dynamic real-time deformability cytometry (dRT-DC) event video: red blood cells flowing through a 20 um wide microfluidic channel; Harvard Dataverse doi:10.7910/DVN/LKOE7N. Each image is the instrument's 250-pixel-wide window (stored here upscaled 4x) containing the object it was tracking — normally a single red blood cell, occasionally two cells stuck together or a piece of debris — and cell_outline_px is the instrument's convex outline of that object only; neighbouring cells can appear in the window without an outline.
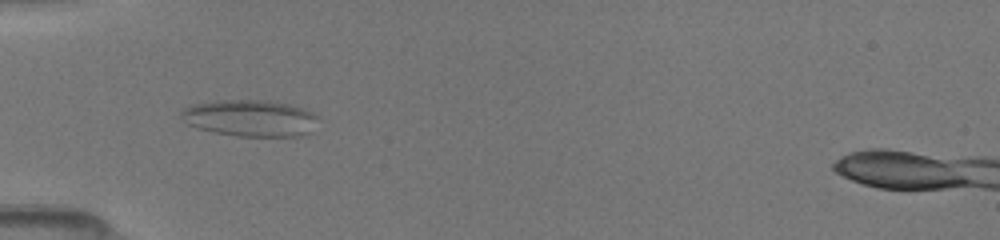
{"species": "common noctule bat (a hibernating species)", "species_latin": "Nyctalus noctula", "temperature_condition": "room temperature", "stored_images_in_passage": 104, "camera_frame_rate_fps": 3000, "um_per_image_px": 0.085, "animal": {"sex": "female", "body_mass_g": 19.5, "forearm_length_mm": 54.1}, "frame": {"image": 1, "passage_image": 36, "time_ms": 5.667, "image_size_px": [1000, 240], "cell_outline_px": [[320, 116], [312, 132], [300, 136], [236, 136], [196, 128], [188, 124], [180, 116], [180, 108], [192, 104], [216, 100], [272, 100], [296, 104], [316, 112]], "centroid_in_image_um": [21.33, 10.01], "position_along_channel_um": 63.7, "area_um2": 30.11}}
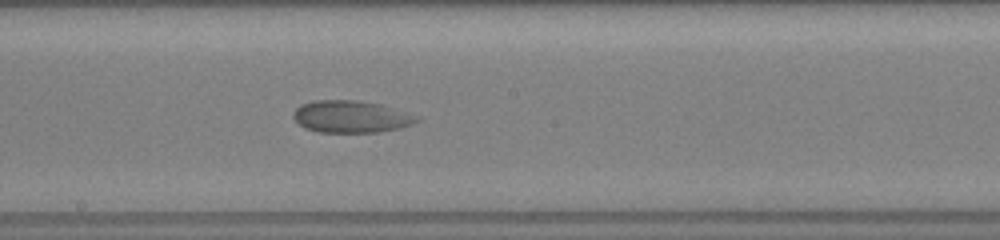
{"frame": {"image": 2, "passage_image": 65, "time_ms": 9.667, "image_size_px": [1000, 240], "cell_outline_px": [[420, 120], [396, 128], [376, 132], [320, 132], [308, 128], [300, 124], [292, 116], [292, 112], [300, 104], [312, 100], [356, 100], [380, 104], [420, 116]], "centroid_in_image_um": [29.8, 9.89], "position_along_channel_um": 218.4, "area_um2": 22.83}}
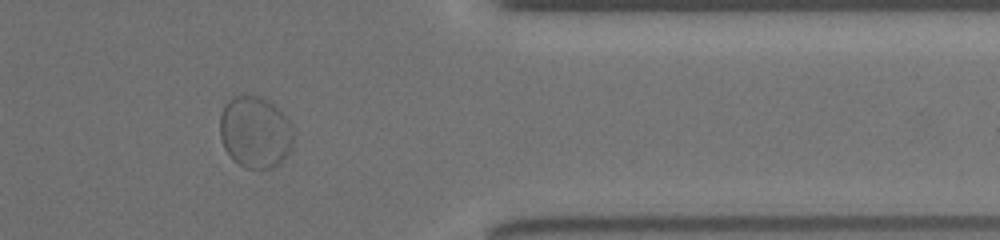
{"frame": {"image": 3, "passage_image": 82, "time_ms": 14.333, "image_size_px": [1000, 240], "cell_outline_px": [[292, 148], [280, 164], [272, 168], [244, 168], [232, 160], [224, 148], [220, 136], [220, 112], [224, 104], [232, 96], [260, 96], [272, 100], [284, 112], [292, 124]], "centroid_in_image_um": [21.7, 11.21], "position_along_channel_um": 389.7, "area_um2": 31.5}}